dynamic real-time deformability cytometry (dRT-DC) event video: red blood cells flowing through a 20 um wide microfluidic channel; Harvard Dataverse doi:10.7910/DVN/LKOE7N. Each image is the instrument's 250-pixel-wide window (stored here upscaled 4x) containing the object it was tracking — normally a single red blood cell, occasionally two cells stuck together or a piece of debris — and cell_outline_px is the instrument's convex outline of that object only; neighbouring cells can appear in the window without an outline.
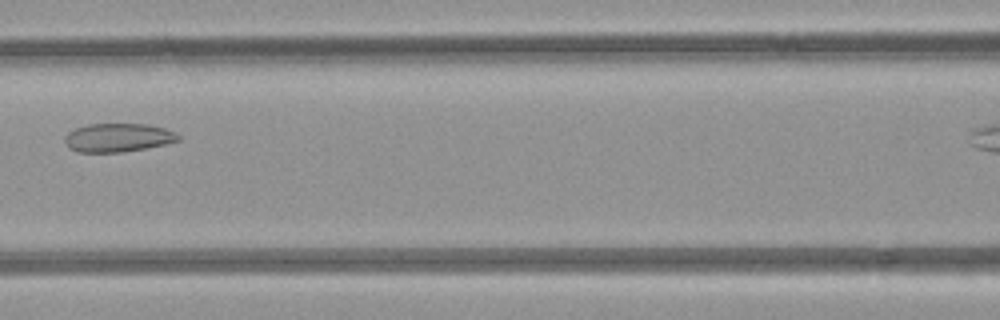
{"species": "common noctule bat (a hibernating species)", "species_latin": "Nyctalus noctula", "temperature_condition": "room temperature", "stored_images_in_passage": 6, "camera_frame_rate_fps": 3000, "um_per_image_px": 0.085, "animal": {"sex": "female", "body_mass_g": 21.9}, "frame": {"image": 1, "passage_image": 4, "time_ms": 3.667, "image_size_px": [1000, 320], "cell_outline_px": [[180, 140], [164, 144], [144, 148], [120, 152], [76, 152], [68, 148], [64, 140], [64, 136], [68, 132], [76, 128], [88, 124], [148, 124], [164, 128], [176, 132], [180, 136]], "centroid_in_image_um": [10.0, 11.69], "position_along_channel_um": 156.6, "area_um2": 18.9}}
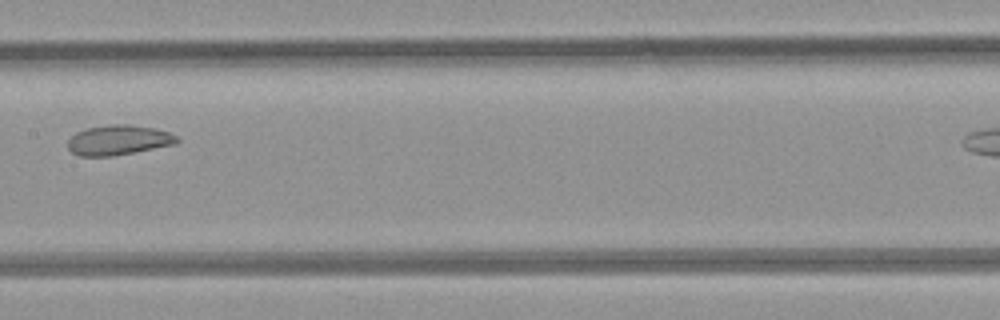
{"frame": {"image": 2, "passage_image": 5, "time_ms": 4.667, "image_size_px": [1000, 320], "cell_outline_px": [[180, 140], [176, 144], [136, 152], [112, 156], [80, 156], [72, 152], [68, 148], [68, 140], [76, 132], [88, 128], [112, 124], [128, 124], [152, 128], [168, 132], [176, 136]], "centroid_in_image_um": [10.07, 11.91], "position_along_channel_um": 197.3, "area_um2": 18.96}}